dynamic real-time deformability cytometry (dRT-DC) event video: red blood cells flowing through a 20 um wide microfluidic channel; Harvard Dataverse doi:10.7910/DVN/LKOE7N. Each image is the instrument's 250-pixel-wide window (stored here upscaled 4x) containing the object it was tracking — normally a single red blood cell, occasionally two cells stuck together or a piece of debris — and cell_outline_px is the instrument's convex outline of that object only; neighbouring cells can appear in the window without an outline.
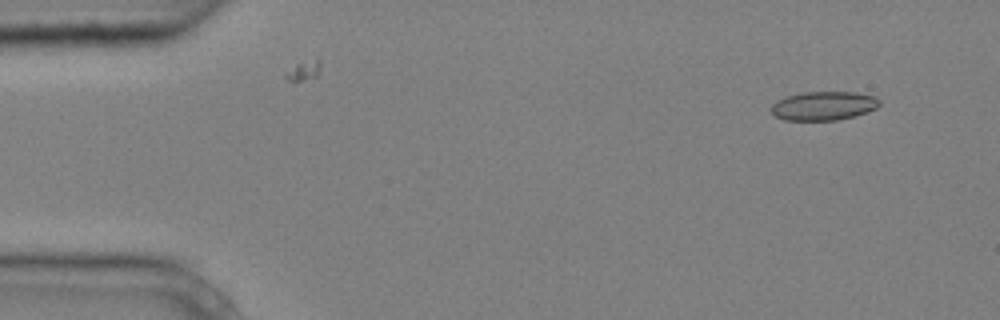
{"species": "common noctule bat (a hibernating species)", "species_latin": "Nyctalus noctula", "temperature_condition": "cold", "stored_images_in_passage": 5, "camera_frame_rate_fps": 3000, "um_per_image_px": 0.085, "animal": {"sex": "male", "body_mass_g": 20.4}, "frame": {"image": 1, "passage_image": 2, "time_ms": 0.333, "image_size_px": [1000, 320], "cell_outline_px": [[880, 104], [876, 108], [868, 112], [856, 116], [836, 120], [784, 120], [776, 116], [772, 112], [772, 104], [776, 100], [788, 96], [804, 92], [856, 92], [876, 96], [880, 100]], "centroid_in_image_um": [70.05, 8.99], "position_along_channel_um": 15.0, "area_um2": 18.26}}
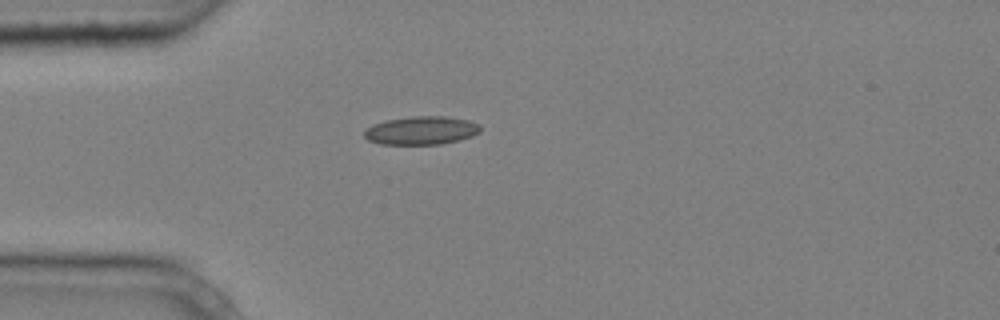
{"frame": {"image": 2, "passage_image": 5, "time_ms": 1.333, "image_size_px": [1000, 320], "cell_outline_px": [[480, 132], [472, 136], [460, 140], [440, 144], [380, 144], [368, 140], [364, 136], [364, 132], [372, 124], [384, 120], [412, 116], [444, 116], [468, 120], [480, 124]], "centroid_in_image_um": [35.81, 11.08], "position_along_channel_um": 49.2, "area_um2": 19.25}}